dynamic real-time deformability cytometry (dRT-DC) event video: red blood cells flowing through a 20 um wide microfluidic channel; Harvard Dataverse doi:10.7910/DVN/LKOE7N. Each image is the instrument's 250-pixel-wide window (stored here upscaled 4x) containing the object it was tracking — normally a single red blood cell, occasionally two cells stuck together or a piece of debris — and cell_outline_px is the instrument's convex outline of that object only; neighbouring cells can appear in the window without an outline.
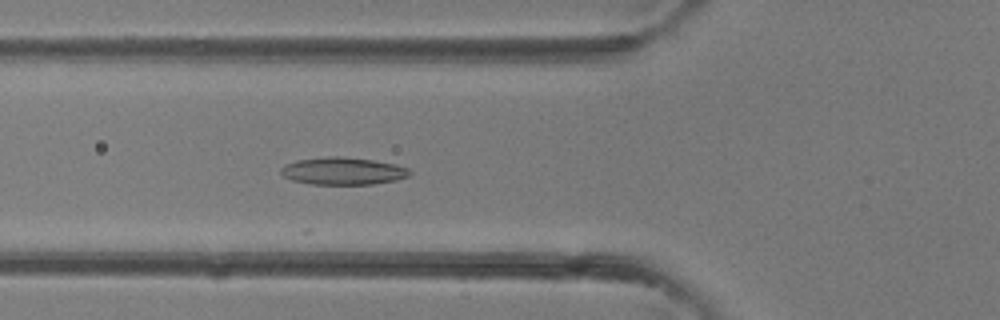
{"species": "common noctule bat (a hibernating species)", "species_latin": "Nyctalus noctula", "temperature_condition": "room temperature", "stored_images_in_passage": 13, "camera_frame_rate_fps": 3000, "um_per_image_px": 0.085, "animal": {"sex": "female"}, "frame": {"image": 1, "passage_image": 3, "time_ms": 0.667, "image_size_px": [1000, 320], "cell_outline_px": [[412, 172], [408, 176], [396, 180], [372, 184], [308, 184], [292, 180], [284, 176], [280, 172], [280, 168], [284, 164], [296, 160], [328, 156], [336, 156], [372, 160], [396, 164], [408, 168]], "centroid_in_image_um": [29.12, 14.54], "position_along_channel_um": 96.7, "area_um2": 20.58}}
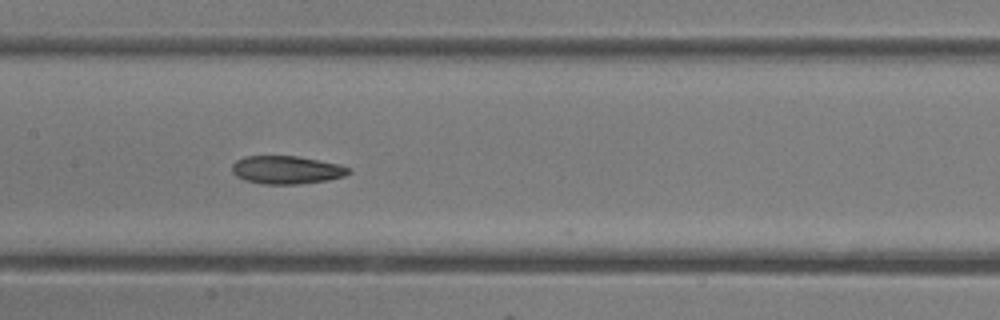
{"frame": {"image": 2, "passage_image": 8, "time_ms": 2.333, "image_size_px": [1000, 320], "cell_outline_px": [[352, 172], [344, 176], [328, 180], [296, 184], [264, 184], [244, 180], [236, 176], [232, 172], [232, 164], [236, 160], [244, 156], [296, 156], [340, 164], [352, 168]], "centroid_in_image_um": [24.37, 14.44], "position_along_channel_um": 183.0, "area_um2": 19.19}}
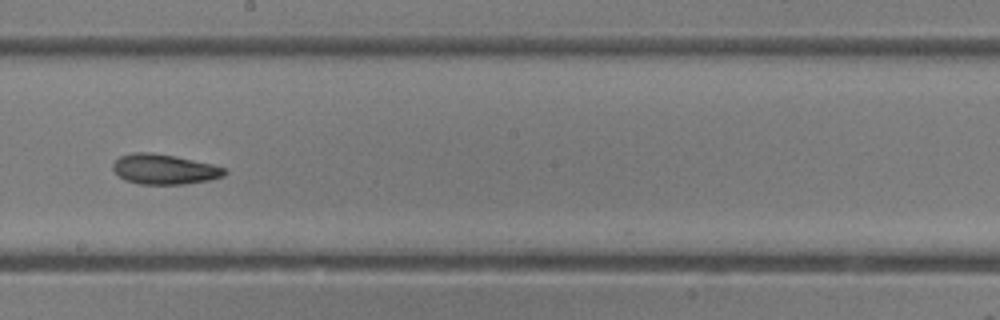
{"frame": {"image": 3, "passage_image": 11, "time_ms": 3.333, "image_size_px": [1000, 320], "cell_outline_px": [[228, 172], [224, 176], [208, 180], [184, 184], [140, 184], [124, 180], [112, 168], [112, 164], [120, 156], [132, 152], [152, 152], [176, 156], [212, 164], [224, 168]], "centroid_in_image_um": [13.96, 14.38], "position_along_channel_um": 234.2, "area_um2": 19.59}}